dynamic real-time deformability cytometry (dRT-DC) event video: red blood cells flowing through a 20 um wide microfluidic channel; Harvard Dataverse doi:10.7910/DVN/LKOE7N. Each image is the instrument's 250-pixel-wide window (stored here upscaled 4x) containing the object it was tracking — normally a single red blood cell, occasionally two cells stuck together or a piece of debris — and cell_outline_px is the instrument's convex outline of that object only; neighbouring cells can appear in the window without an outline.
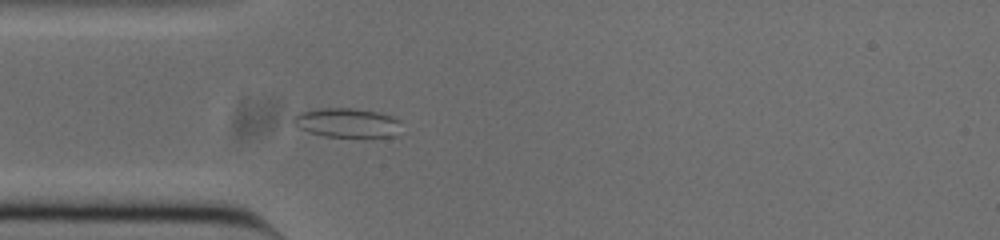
{"species": "common noctule bat (a hibernating species)", "species_latin": "Nyctalus noctula", "temperature_condition": "cold", "stored_images_in_passage": 35, "camera_frame_rate_fps": 3000, "um_per_image_px": 0.085, "animal": {"sex": "male", "body_mass_g": 20.0, "forearm_length_mm": 53.3}, "frame": {"image": 1, "passage_image": 8, "time_ms": 2.333, "image_size_px": [1000, 240], "cell_outline_px": [[400, 120], [396, 136], [324, 136], [308, 132], [292, 124], [292, 120], [296, 112], [320, 108], [352, 108], [376, 112], [392, 116]], "centroid_in_image_um": [29.42, 10.42], "position_along_channel_um": 55.6, "area_um2": 18.26}}
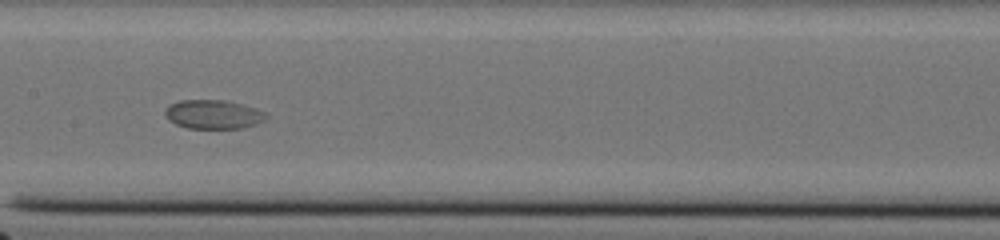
{"frame": {"image": 2, "passage_image": 19, "time_ms": 6.0, "image_size_px": [1000, 240], "cell_outline_px": [[268, 116], [264, 120], [256, 124], [244, 128], [188, 128], [176, 124], [168, 120], [164, 116], [164, 108], [168, 104], [180, 100], [224, 100], [256, 108], [264, 112]], "centroid_in_image_um": [18.08, 9.72], "position_along_channel_um": 189.3, "area_um2": 17.17}}
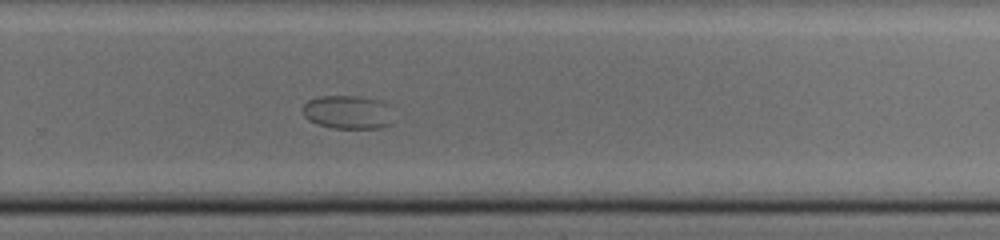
{"frame": {"image": 3, "passage_image": 28, "time_ms": 9.0, "image_size_px": [1000, 240], "cell_outline_px": [[396, 120], [392, 124], [380, 128], [332, 128], [316, 124], [308, 120], [304, 116], [300, 108], [308, 100], [320, 96], [356, 96], [380, 100], [392, 104]], "centroid_in_image_um": [29.65, 9.54], "position_along_channel_um": 300.2, "area_um2": 18.55}}